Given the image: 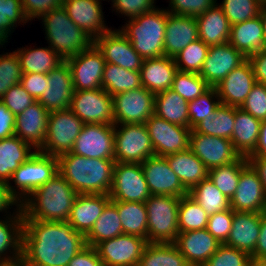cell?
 <instances>
[{
	"instance_id": "cell-24",
	"label": "cell",
	"mask_w": 266,
	"mask_h": 266,
	"mask_svg": "<svg viewBox=\"0 0 266 266\" xmlns=\"http://www.w3.org/2000/svg\"><path fill=\"white\" fill-rule=\"evenodd\" d=\"M255 83L253 69L247 59L233 69L215 88L221 104L240 108Z\"/></svg>"
},
{
	"instance_id": "cell-62",
	"label": "cell",
	"mask_w": 266,
	"mask_h": 266,
	"mask_svg": "<svg viewBox=\"0 0 266 266\" xmlns=\"http://www.w3.org/2000/svg\"><path fill=\"white\" fill-rule=\"evenodd\" d=\"M15 135V115L0 101V140Z\"/></svg>"
},
{
	"instance_id": "cell-59",
	"label": "cell",
	"mask_w": 266,
	"mask_h": 266,
	"mask_svg": "<svg viewBox=\"0 0 266 266\" xmlns=\"http://www.w3.org/2000/svg\"><path fill=\"white\" fill-rule=\"evenodd\" d=\"M64 0H21L24 14L28 20L40 18L51 9L61 7Z\"/></svg>"
},
{
	"instance_id": "cell-53",
	"label": "cell",
	"mask_w": 266,
	"mask_h": 266,
	"mask_svg": "<svg viewBox=\"0 0 266 266\" xmlns=\"http://www.w3.org/2000/svg\"><path fill=\"white\" fill-rule=\"evenodd\" d=\"M251 255L242 250L221 244L203 266H249Z\"/></svg>"
},
{
	"instance_id": "cell-64",
	"label": "cell",
	"mask_w": 266,
	"mask_h": 266,
	"mask_svg": "<svg viewBox=\"0 0 266 266\" xmlns=\"http://www.w3.org/2000/svg\"><path fill=\"white\" fill-rule=\"evenodd\" d=\"M251 258H266V211L261 213L259 238Z\"/></svg>"
},
{
	"instance_id": "cell-40",
	"label": "cell",
	"mask_w": 266,
	"mask_h": 266,
	"mask_svg": "<svg viewBox=\"0 0 266 266\" xmlns=\"http://www.w3.org/2000/svg\"><path fill=\"white\" fill-rule=\"evenodd\" d=\"M235 123V107L220 104V106L205 117L193 129L197 133L230 139Z\"/></svg>"
},
{
	"instance_id": "cell-55",
	"label": "cell",
	"mask_w": 266,
	"mask_h": 266,
	"mask_svg": "<svg viewBox=\"0 0 266 266\" xmlns=\"http://www.w3.org/2000/svg\"><path fill=\"white\" fill-rule=\"evenodd\" d=\"M0 101L3 102L8 110L15 116L36 102L20 83L10 87Z\"/></svg>"
},
{
	"instance_id": "cell-28",
	"label": "cell",
	"mask_w": 266,
	"mask_h": 266,
	"mask_svg": "<svg viewBox=\"0 0 266 266\" xmlns=\"http://www.w3.org/2000/svg\"><path fill=\"white\" fill-rule=\"evenodd\" d=\"M110 201L109 195L78 194L70 210L67 222L75 231L86 236Z\"/></svg>"
},
{
	"instance_id": "cell-60",
	"label": "cell",
	"mask_w": 266,
	"mask_h": 266,
	"mask_svg": "<svg viewBox=\"0 0 266 266\" xmlns=\"http://www.w3.org/2000/svg\"><path fill=\"white\" fill-rule=\"evenodd\" d=\"M47 80V74L27 73L22 74L20 84L37 101L49 85Z\"/></svg>"
},
{
	"instance_id": "cell-12",
	"label": "cell",
	"mask_w": 266,
	"mask_h": 266,
	"mask_svg": "<svg viewBox=\"0 0 266 266\" xmlns=\"http://www.w3.org/2000/svg\"><path fill=\"white\" fill-rule=\"evenodd\" d=\"M69 109L84 124L114 125L113 98L103 88L75 91Z\"/></svg>"
},
{
	"instance_id": "cell-52",
	"label": "cell",
	"mask_w": 266,
	"mask_h": 266,
	"mask_svg": "<svg viewBox=\"0 0 266 266\" xmlns=\"http://www.w3.org/2000/svg\"><path fill=\"white\" fill-rule=\"evenodd\" d=\"M22 74L15 51L0 55V99L10 87L20 83Z\"/></svg>"
},
{
	"instance_id": "cell-41",
	"label": "cell",
	"mask_w": 266,
	"mask_h": 266,
	"mask_svg": "<svg viewBox=\"0 0 266 266\" xmlns=\"http://www.w3.org/2000/svg\"><path fill=\"white\" fill-rule=\"evenodd\" d=\"M138 266H190L174 243L148 242Z\"/></svg>"
},
{
	"instance_id": "cell-65",
	"label": "cell",
	"mask_w": 266,
	"mask_h": 266,
	"mask_svg": "<svg viewBox=\"0 0 266 266\" xmlns=\"http://www.w3.org/2000/svg\"><path fill=\"white\" fill-rule=\"evenodd\" d=\"M12 205L21 207L20 202L10 193L8 182L0 179V212L9 209V206Z\"/></svg>"
},
{
	"instance_id": "cell-11",
	"label": "cell",
	"mask_w": 266,
	"mask_h": 266,
	"mask_svg": "<svg viewBox=\"0 0 266 266\" xmlns=\"http://www.w3.org/2000/svg\"><path fill=\"white\" fill-rule=\"evenodd\" d=\"M114 125L145 124L154 114L155 94L143 86L112 96Z\"/></svg>"
},
{
	"instance_id": "cell-26",
	"label": "cell",
	"mask_w": 266,
	"mask_h": 266,
	"mask_svg": "<svg viewBox=\"0 0 266 266\" xmlns=\"http://www.w3.org/2000/svg\"><path fill=\"white\" fill-rule=\"evenodd\" d=\"M199 39L196 17L167 12L164 37V56L176 57L191 42Z\"/></svg>"
},
{
	"instance_id": "cell-69",
	"label": "cell",
	"mask_w": 266,
	"mask_h": 266,
	"mask_svg": "<svg viewBox=\"0 0 266 266\" xmlns=\"http://www.w3.org/2000/svg\"><path fill=\"white\" fill-rule=\"evenodd\" d=\"M249 266H266V258H251Z\"/></svg>"
},
{
	"instance_id": "cell-56",
	"label": "cell",
	"mask_w": 266,
	"mask_h": 266,
	"mask_svg": "<svg viewBox=\"0 0 266 266\" xmlns=\"http://www.w3.org/2000/svg\"><path fill=\"white\" fill-rule=\"evenodd\" d=\"M233 222V210L215 213L208 217L207 230L220 243L224 244L230 234Z\"/></svg>"
},
{
	"instance_id": "cell-14",
	"label": "cell",
	"mask_w": 266,
	"mask_h": 266,
	"mask_svg": "<svg viewBox=\"0 0 266 266\" xmlns=\"http://www.w3.org/2000/svg\"><path fill=\"white\" fill-rule=\"evenodd\" d=\"M189 149L208 170L235 162L241 156L230 139L204 135L191 129Z\"/></svg>"
},
{
	"instance_id": "cell-21",
	"label": "cell",
	"mask_w": 266,
	"mask_h": 266,
	"mask_svg": "<svg viewBox=\"0 0 266 266\" xmlns=\"http://www.w3.org/2000/svg\"><path fill=\"white\" fill-rule=\"evenodd\" d=\"M236 212L263 213L266 211V195L258 173L248 163L240 173L235 194L230 200Z\"/></svg>"
},
{
	"instance_id": "cell-31",
	"label": "cell",
	"mask_w": 266,
	"mask_h": 266,
	"mask_svg": "<svg viewBox=\"0 0 266 266\" xmlns=\"http://www.w3.org/2000/svg\"><path fill=\"white\" fill-rule=\"evenodd\" d=\"M16 210L15 216L10 214L8 219L0 220V265H13L21 261L23 211L21 207ZM7 250L13 255H6Z\"/></svg>"
},
{
	"instance_id": "cell-3",
	"label": "cell",
	"mask_w": 266,
	"mask_h": 266,
	"mask_svg": "<svg viewBox=\"0 0 266 266\" xmlns=\"http://www.w3.org/2000/svg\"><path fill=\"white\" fill-rule=\"evenodd\" d=\"M78 193L58 172L22 204L23 219L67 221Z\"/></svg>"
},
{
	"instance_id": "cell-1",
	"label": "cell",
	"mask_w": 266,
	"mask_h": 266,
	"mask_svg": "<svg viewBox=\"0 0 266 266\" xmlns=\"http://www.w3.org/2000/svg\"><path fill=\"white\" fill-rule=\"evenodd\" d=\"M86 246L85 236L67 222L23 219L24 266H68Z\"/></svg>"
},
{
	"instance_id": "cell-44",
	"label": "cell",
	"mask_w": 266,
	"mask_h": 266,
	"mask_svg": "<svg viewBox=\"0 0 266 266\" xmlns=\"http://www.w3.org/2000/svg\"><path fill=\"white\" fill-rule=\"evenodd\" d=\"M189 195L204 209L208 216L229 210L230 199L211 182L209 178L195 185Z\"/></svg>"
},
{
	"instance_id": "cell-13",
	"label": "cell",
	"mask_w": 266,
	"mask_h": 266,
	"mask_svg": "<svg viewBox=\"0 0 266 266\" xmlns=\"http://www.w3.org/2000/svg\"><path fill=\"white\" fill-rule=\"evenodd\" d=\"M115 125L84 124L72 153L87 158L115 160Z\"/></svg>"
},
{
	"instance_id": "cell-10",
	"label": "cell",
	"mask_w": 266,
	"mask_h": 266,
	"mask_svg": "<svg viewBox=\"0 0 266 266\" xmlns=\"http://www.w3.org/2000/svg\"><path fill=\"white\" fill-rule=\"evenodd\" d=\"M150 196L140 163L115 162L109 193L112 201L145 203Z\"/></svg>"
},
{
	"instance_id": "cell-27",
	"label": "cell",
	"mask_w": 266,
	"mask_h": 266,
	"mask_svg": "<svg viewBox=\"0 0 266 266\" xmlns=\"http://www.w3.org/2000/svg\"><path fill=\"white\" fill-rule=\"evenodd\" d=\"M100 0H64L62 7L75 25L93 39L109 31L104 25Z\"/></svg>"
},
{
	"instance_id": "cell-16",
	"label": "cell",
	"mask_w": 266,
	"mask_h": 266,
	"mask_svg": "<svg viewBox=\"0 0 266 266\" xmlns=\"http://www.w3.org/2000/svg\"><path fill=\"white\" fill-rule=\"evenodd\" d=\"M65 61L70 68L75 91L102 88V76L106 61L94 44L88 50Z\"/></svg>"
},
{
	"instance_id": "cell-4",
	"label": "cell",
	"mask_w": 266,
	"mask_h": 266,
	"mask_svg": "<svg viewBox=\"0 0 266 266\" xmlns=\"http://www.w3.org/2000/svg\"><path fill=\"white\" fill-rule=\"evenodd\" d=\"M127 22L120 31L143 59L164 56L167 10L155 8Z\"/></svg>"
},
{
	"instance_id": "cell-47",
	"label": "cell",
	"mask_w": 266,
	"mask_h": 266,
	"mask_svg": "<svg viewBox=\"0 0 266 266\" xmlns=\"http://www.w3.org/2000/svg\"><path fill=\"white\" fill-rule=\"evenodd\" d=\"M208 50L209 46L201 39L191 42L174 57L177 69L182 72L200 73Z\"/></svg>"
},
{
	"instance_id": "cell-61",
	"label": "cell",
	"mask_w": 266,
	"mask_h": 266,
	"mask_svg": "<svg viewBox=\"0 0 266 266\" xmlns=\"http://www.w3.org/2000/svg\"><path fill=\"white\" fill-rule=\"evenodd\" d=\"M68 266H104L95 247L86 245L79 251Z\"/></svg>"
},
{
	"instance_id": "cell-50",
	"label": "cell",
	"mask_w": 266,
	"mask_h": 266,
	"mask_svg": "<svg viewBox=\"0 0 266 266\" xmlns=\"http://www.w3.org/2000/svg\"><path fill=\"white\" fill-rule=\"evenodd\" d=\"M217 101H215L216 99ZM214 99V100H213ZM221 104L215 87H210L202 95L188 102L189 128L193 129L205 117L210 116Z\"/></svg>"
},
{
	"instance_id": "cell-48",
	"label": "cell",
	"mask_w": 266,
	"mask_h": 266,
	"mask_svg": "<svg viewBox=\"0 0 266 266\" xmlns=\"http://www.w3.org/2000/svg\"><path fill=\"white\" fill-rule=\"evenodd\" d=\"M210 86L199 73L177 71L171 89L186 101H192L206 92Z\"/></svg>"
},
{
	"instance_id": "cell-15",
	"label": "cell",
	"mask_w": 266,
	"mask_h": 266,
	"mask_svg": "<svg viewBox=\"0 0 266 266\" xmlns=\"http://www.w3.org/2000/svg\"><path fill=\"white\" fill-rule=\"evenodd\" d=\"M155 155L167 156L189 148V127L179 126L153 114L146 122Z\"/></svg>"
},
{
	"instance_id": "cell-67",
	"label": "cell",
	"mask_w": 266,
	"mask_h": 266,
	"mask_svg": "<svg viewBox=\"0 0 266 266\" xmlns=\"http://www.w3.org/2000/svg\"><path fill=\"white\" fill-rule=\"evenodd\" d=\"M248 163L258 173V176L263 183L265 195H266V158H247Z\"/></svg>"
},
{
	"instance_id": "cell-66",
	"label": "cell",
	"mask_w": 266,
	"mask_h": 266,
	"mask_svg": "<svg viewBox=\"0 0 266 266\" xmlns=\"http://www.w3.org/2000/svg\"><path fill=\"white\" fill-rule=\"evenodd\" d=\"M248 158H266V120L261 121L256 149Z\"/></svg>"
},
{
	"instance_id": "cell-70",
	"label": "cell",
	"mask_w": 266,
	"mask_h": 266,
	"mask_svg": "<svg viewBox=\"0 0 266 266\" xmlns=\"http://www.w3.org/2000/svg\"><path fill=\"white\" fill-rule=\"evenodd\" d=\"M0 266H24L21 262L13 265H0Z\"/></svg>"
},
{
	"instance_id": "cell-19",
	"label": "cell",
	"mask_w": 266,
	"mask_h": 266,
	"mask_svg": "<svg viewBox=\"0 0 266 266\" xmlns=\"http://www.w3.org/2000/svg\"><path fill=\"white\" fill-rule=\"evenodd\" d=\"M141 166L151 195L182 197L189 194L164 156H151Z\"/></svg>"
},
{
	"instance_id": "cell-22",
	"label": "cell",
	"mask_w": 266,
	"mask_h": 266,
	"mask_svg": "<svg viewBox=\"0 0 266 266\" xmlns=\"http://www.w3.org/2000/svg\"><path fill=\"white\" fill-rule=\"evenodd\" d=\"M47 78L49 85L37 101L49 112L69 109L75 90L67 62L63 61L51 70Z\"/></svg>"
},
{
	"instance_id": "cell-35",
	"label": "cell",
	"mask_w": 266,
	"mask_h": 266,
	"mask_svg": "<svg viewBox=\"0 0 266 266\" xmlns=\"http://www.w3.org/2000/svg\"><path fill=\"white\" fill-rule=\"evenodd\" d=\"M196 19L198 22L199 39L209 47L229 41L231 25L217 4L207 9Z\"/></svg>"
},
{
	"instance_id": "cell-68",
	"label": "cell",
	"mask_w": 266,
	"mask_h": 266,
	"mask_svg": "<svg viewBox=\"0 0 266 266\" xmlns=\"http://www.w3.org/2000/svg\"><path fill=\"white\" fill-rule=\"evenodd\" d=\"M260 17L263 23V29H264V44L266 47V3H262L261 9H260Z\"/></svg>"
},
{
	"instance_id": "cell-23",
	"label": "cell",
	"mask_w": 266,
	"mask_h": 266,
	"mask_svg": "<svg viewBox=\"0 0 266 266\" xmlns=\"http://www.w3.org/2000/svg\"><path fill=\"white\" fill-rule=\"evenodd\" d=\"M173 243L190 266H203L222 244L207 228L179 232Z\"/></svg>"
},
{
	"instance_id": "cell-39",
	"label": "cell",
	"mask_w": 266,
	"mask_h": 266,
	"mask_svg": "<svg viewBox=\"0 0 266 266\" xmlns=\"http://www.w3.org/2000/svg\"><path fill=\"white\" fill-rule=\"evenodd\" d=\"M123 234L117 201H110L85 236L86 245L96 247L99 243Z\"/></svg>"
},
{
	"instance_id": "cell-34",
	"label": "cell",
	"mask_w": 266,
	"mask_h": 266,
	"mask_svg": "<svg viewBox=\"0 0 266 266\" xmlns=\"http://www.w3.org/2000/svg\"><path fill=\"white\" fill-rule=\"evenodd\" d=\"M261 121L235 107V123L231 142L240 156L248 158L256 149Z\"/></svg>"
},
{
	"instance_id": "cell-43",
	"label": "cell",
	"mask_w": 266,
	"mask_h": 266,
	"mask_svg": "<svg viewBox=\"0 0 266 266\" xmlns=\"http://www.w3.org/2000/svg\"><path fill=\"white\" fill-rule=\"evenodd\" d=\"M123 234L140 236L147 240V208L143 202L117 201Z\"/></svg>"
},
{
	"instance_id": "cell-51",
	"label": "cell",
	"mask_w": 266,
	"mask_h": 266,
	"mask_svg": "<svg viewBox=\"0 0 266 266\" xmlns=\"http://www.w3.org/2000/svg\"><path fill=\"white\" fill-rule=\"evenodd\" d=\"M18 21H29L24 14L21 0H0V46L8 42V35Z\"/></svg>"
},
{
	"instance_id": "cell-37",
	"label": "cell",
	"mask_w": 266,
	"mask_h": 266,
	"mask_svg": "<svg viewBox=\"0 0 266 266\" xmlns=\"http://www.w3.org/2000/svg\"><path fill=\"white\" fill-rule=\"evenodd\" d=\"M154 114L172 124L189 127L188 101L172 89L155 94Z\"/></svg>"
},
{
	"instance_id": "cell-2",
	"label": "cell",
	"mask_w": 266,
	"mask_h": 266,
	"mask_svg": "<svg viewBox=\"0 0 266 266\" xmlns=\"http://www.w3.org/2000/svg\"><path fill=\"white\" fill-rule=\"evenodd\" d=\"M57 159L58 172L78 194L109 195L115 160L87 158L72 152Z\"/></svg>"
},
{
	"instance_id": "cell-49",
	"label": "cell",
	"mask_w": 266,
	"mask_h": 266,
	"mask_svg": "<svg viewBox=\"0 0 266 266\" xmlns=\"http://www.w3.org/2000/svg\"><path fill=\"white\" fill-rule=\"evenodd\" d=\"M261 6L259 0H223L219 5L231 26L259 16Z\"/></svg>"
},
{
	"instance_id": "cell-29",
	"label": "cell",
	"mask_w": 266,
	"mask_h": 266,
	"mask_svg": "<svg viewBox=\"0 0 266 266\" xmlns=\"http://www.w3.org/2000/svg\"><path fill=\"white\" fill-rule=\"evenodd\" d=\"M261 225V213L236 212L227 241L230 247L252 254L256 248Z\"/></svg>"
},
{
	"instance_id": "cell-30",
	"label": "cell",
	"mask_w": 266,
	"mask_h": 266,
	"mask_svg": "<svg viewBox=\"0 0 266 266\" xmlns=\"http://www.w3.org/2000/svg\"><path fill=\"white\" fill-rule=\"evenodd\" d=\"M177 71L172 57L144 59L140 69L141 85L154 94L166 91L171 89Z\"/></svg>"
},
{
	"instance_id": "cell-18",
	"label": "cell",
	"mask_w": 266,
	"mask_h": 266,
	"mask_svg": "<svg viewBox=\"0 0 266 266\" xmlns=\"http://www.w3.org/2000/svg\"><path fill=\"white\" fill-rule=\"evenodd\" d=\"M94 45L102 53L107 63L124 69L140 71L143 58L134 50L131 42L119 30L105 32L94 39Z\"/></svg>"
},
{
	"instance_id": "cell-5",
	"label": "cell",
	"mask_w": 266,
	"mask_h": 266,
	"mask_svg": "<svg viewBox=\"0 0 266 266\" xmlns=\"http://www.w3.org/2000/svg\"><path fill=\"white\" fill-rule=\"evenodd\" d=\"M41 19L50 47L64 61L94 44V39L73 23L62 6L51 9Z\"/></svg>"
},
{
	"instance_id": "cell-36",
	"label": "cell",
	"mask_w": 266,
	"mask_h": 266,
	"mask_svg": "<svg viewBox=\"0 0 266 266\" xmlns=\"http://www.w3.org/2000/svg\"><path fill=\"white\" fill-rule=\"evenodd\" d=\"M18 136L0 140V179L9 182L12 174L29 159L36 150Z\"/></svg>"
},
{
	"instance_id": "cell-38",
	"label": "cell",
	"mask_w": 266,
	"mask_h": 266,
	"mask_svg": "<svg viewBox=\"0 0 266 266\" xmlns=\"http://www.w3.org/2000/svg\"><path fill=\"white\" fill-rule=\"evenodd\" d=\"M23 74H48L64 60L50 47L48 48H21L15 50Z\"/></svg>"
},
{
	"instance_id": "cell-58",
	"label": "cell",
	"mask_w": 266,
	"mask_h": 266,
	"mask_svg": "<svg viewBox=\"0 0 266 266\" xmlns=\"http://www.w3.org/2000/svg\"><path fill=\"white\" fill-rule=\"evenodd\" d=\"M112 2L116 12H121L130 19L155 9L154 0H113Z\"/></svg>"
},
{
	"instance_id": "cell-25",
	"label": "cell",
	"mask_w": 266,
	"mask_h": 266,
	"mask_svg": "<svg viewBox=\"0 0 266 266\" xmlns=\"http://www.w3.org/2000/svg\"><path fill=\"white\" fill-rule=\"evenodd\" d=\"M49 113L38 101L34 102L15 116V135L39 150L45 142Z\"/></svg>"
},
{
	"instance_id": "cell-46",
	"label": "cell",
	"mask_w": 266,
	"mask_h": 266,
	"mask_svg": "<svg viewBox=\"0 0 266 266\" xmlns=\"http://www.w3.org/2000/svg\"><path fill=\"white\" fill-rule=\"evenodd\" d=\"M208 215L189 194L180 197L178 208L179 232L207 228Z\"/></svg>"
},
{
	"instance_id": "cell-20",
	"label": "cell",
	"mask_w": 266,
	"mask_h": 266,
	"mask_svg": "<svg viewBox=\"0 0 266 266\" xmlns=\"http://www.w3.org/2000/svg\"><path fill=\"white\" fill-rule=\"evenodd\" d=\"M246 60L247 57L229 42L210 46L199 75L210 87H216L233 69Z\"/></svg>"
},
{
	"instance_id": "cell-7",
	"label": "cell",
	"mask_w": 266,
	"mask_h": 266,
	"mask_svg": "<svg viewBox=\"0 0 266 266\" xmlns=\"http://www.w3.org/2000/svg\"><path fill=\"white\" fill-rule=\"evenodd\" d=\"M178 196L151 195L146 201L148 218L147 242L173 243L178 229Z\"/></svg>"
},
{
	"instance_id": "cell-17",
	"label": "cell",
	"mask_w": 266,
	"mask_h": 266,
	"mask_svg": "<svg viewBox=\"0 0 266 266\" xmlns=\"http://www.w3.org/2000/svg\"><path fill=\"white\" fill-rule=\"evenodd\" d=\"M147 240L122 234L99 243L95 248L104 266H138Z\"/></svg>"
},
{
	"instance_id": "cell-71",
	"label": "cell",
	"mask_w": 266,
	"mask_h": 266,
	"mask_svg": "<svg viewBox=\"0 0 266 266\" xmlns=\"http://www.w3.org/2000/svg\"><path fill=\"white\" fill-rule=\"evenodd\" d=\"M261 3H266V0H259Z\"/></svg>"
},
{
	"instance_id": "cell-6",
	"label": "cell",
	"mask_w": 266,
	"mask_h": 266,
	"mask_svg": "<svg viewBox=\"0 0 266 266\" xmlns=\"http://www.w3.org/2000/svg\"><path fill=\"white\" fill-rule=\"evenodd\" d=\"M58 173V159L38 150L12 174L15 186L8 182L10 193L22 204L37 188ZM14 187V188H13ZM19 190L16 191V189Z\"/></svg>"
},
{
	"instance_id": "cell-45",
	"label": "cell",
	"mask_w": 266,
	"mask_h": 266,
	"mask_svg": "<svg viewBox=\"0 0 266 266\" xmlns=\"http://www.w3.org/2000/svg\"><path fill=\"white\" fill-rule=\"evenodd\" d=\"M248 164V159L241 156L233 163L209 170L208 178L231 200L238 186L241 170Z\"/></svg>"
},
{
	"instance_id": "cell-8",
	"label": "cell",
	"mask_w": 266,
	"mask_h": 266,
	"mask_svg": "<svg viewBox=\"0 0 266 266\" xmlns=\"http://www.w3.org/2000/svg\"><path fill=\"white\" fill-rule=\"evenodd\" d=\"M83 125L70 109L50 111L45 142L38 151L55 157L71 152Z\"/></svg>"
},
{
	"instance_id": "cell-9",
	"label": "cell",
	"mask_w": 266,
	"mask_h": 266,
	"mask_svg": "<svg viewBox=\"0 0 266 266\" xmlns=\"http://www.w3.org/2000/svg\"><path fill=\"white\" fill-rule=\"evenodd\" d=\"M120 125L121 127L117 130ZM115 125V162L140 163L155 155L145 124Z\"/></svg>"
},
{
	"instance_id": "cell-42",
	"label": "cell",
	"mask_w": 266,
	"mask_h": 266,
	"mask_svg": "<svg viewBox=\"0 0 266 266\" xmlns=\"http://www.w3.org/2000/svg\"><path fill=\"white\" fill-rule=\"evenodd\" d=\"M142 87L140 71L124 69L116 64L105 63L102 88L111 96Z\"/></svg>"
},
{
	"instance_id": "cell-33",
	"label": "cell",
	"mask_w": 266,
	"mask_h": 266,
	"mask_svg": "<svg viewBox=\"0 0 266 266\" xmlns=\"http://www.w3.org/2000/svg\"><path fill=\"white\" fill-rule=\"evenodd\" d=\"M164 157L188 191L208 178L209 170L189 148Z\"/></svg>"
},
{
	"instance_id": "cell-63",
	"label": "cell",
	"mask_w": 266,
	"mask_h": 266,
	"mask_svg": "<svg viewBox=\"0 0 266 266\" xmlns=\"http://www.w3.org/2000/svg\"><path fill=\"white\" fill-rule=\"evenodd\" d=\"M257 83L266 85V49L247 58Z\"/></svg>"
},
{
	"instance_id": "cell-57",
	"label": "cell",
	"mask_w": 266,
	"mask_h": 266,
	"mask_svg": "<svg viewBox=\"0 0 266 266\" xmlns=\"http://www.w3.org/2000/svg\"><path fill=\"white\" fill-rule=\"evenodd\" d=\"M217 0H170L171 11L167 12L176 15L198 17L207 9L216 5Z\"/></svg>"
},
{
	"instance_id": "cell-54",
	"label": "cell",
	"mask_w": 266,
	"mask_h": 266,
	"mask_svg": "<svg viewBox=\"0 0 266 266\" xmlns=\"http://www.w3.org/2000/svg\"><path fill=\"white\" fill-rule=\"evenodd\" d=\"M240 108L260 121L266 120V85L256 82Z\"/></svg>"
},
{
	"instance_id": "cell-32",
	"label": "cell",
	"mask_w": 266,
	"mask_h": 266,
	"mask_svg": "<svg viewBox=\"0 0 266 266\" xmlns=\"http://www.w3.org/2000/svg\"><path fill=\"white\" fill-rule=\"evenodd\" d=\"M228 42L247 58L265 50L264 29L260 15L232 25Z\"/></svg>"
}]
</instances>
